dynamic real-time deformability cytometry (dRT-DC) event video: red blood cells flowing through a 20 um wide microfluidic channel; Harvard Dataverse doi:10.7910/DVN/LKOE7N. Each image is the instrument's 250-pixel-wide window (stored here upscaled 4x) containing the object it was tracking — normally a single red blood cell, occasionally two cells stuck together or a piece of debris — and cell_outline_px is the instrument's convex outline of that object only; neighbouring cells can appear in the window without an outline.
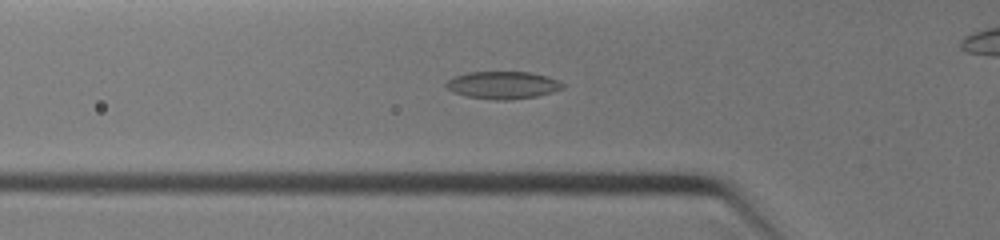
{"species": "common noctule bat (a hibernating species)", "species_latin": "Nyctalus noctula", "temperature_condition": "warm", "stored_images_in_passage": 63, "camera_frame_rate_fps": 3000, "um_per_image_px": 0.085, "animal": {"sex": "female", "body_mass_g": 19.0, "forearm_length_mm": 51.5}, "frame": {"image": 1, "passage_image": 23, "time_ms": 4.0, "image_size_px": [1000, 240], "cell_outline_px": [[564, 88], [552, 92], [536, 96], [508, 100], [496, 100], [468, 96], [452, 92], [444, 88], [444, 84], [448, 80], [456, 76], [468, 72], [532, 72], [548, 76], [564, 84]], "centroid_in_image_um": [42.72, 7.23], "position_along_channel_um": 83.1, "area_um2": 18.67}}
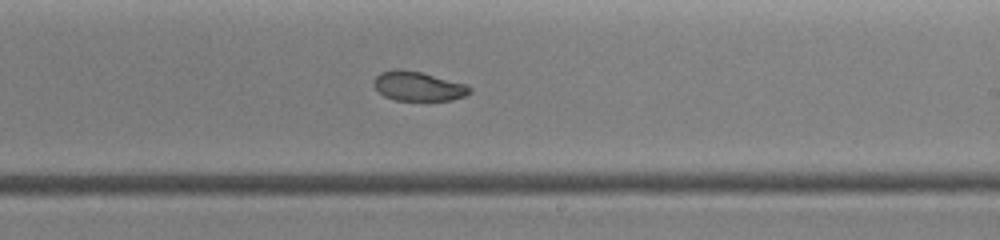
{"frame": {"image": 2, "passage_image": 38, "time_ms": 7.333, "image_size_px": [1000, 240], "cell_outline_px": [[472, 92], [464, 96], [452, 100], [396, 100], [384, 96], [372, 84], [372, 80], [380, 72], [392, 68], [400, 68], [420, 72], [468, 84], [472, 88]], "centroid_in_image_um": [35.54, 7.31], "position_along_channel_um": 253.5, "area_um2": 16.65}}
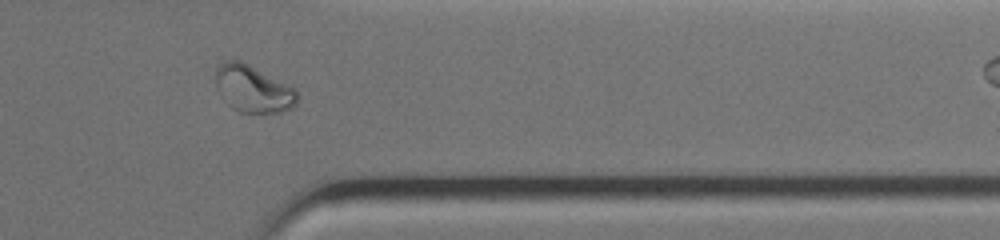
{"frame": {"image": 3, "passage_image": 51, "time_ms": 10.0, "image_size_px": [1000, 240], "cell_outline_px": [[300, 96], [296, 104], [292, 108], [284, 112], [240, 112], [232, 108], [216, 88], [216, 64], [224, 60], [240, 60], [296, 88]], "centroid_in_image_um": [21.53, 7.54], "position_along_channel_um": 389.9, "area_um2": 22.48}}